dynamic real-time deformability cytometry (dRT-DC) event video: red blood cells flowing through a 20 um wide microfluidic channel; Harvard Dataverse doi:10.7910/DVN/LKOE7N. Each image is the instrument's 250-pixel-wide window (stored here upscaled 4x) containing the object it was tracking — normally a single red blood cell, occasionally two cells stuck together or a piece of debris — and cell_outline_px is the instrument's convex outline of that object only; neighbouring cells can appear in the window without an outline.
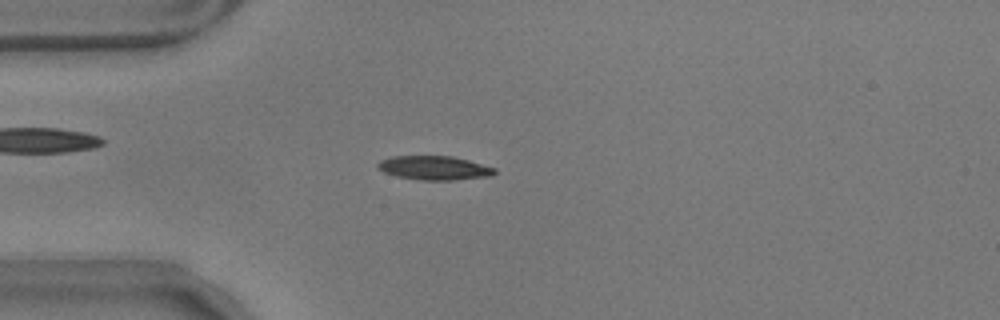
{"species": "common noctule bat (a hibernating species)", "species_latin": "Nyctalus noctula", "temperature_condition": "warm", "stored_images_in_passage": 46, "camera_frame_rate_fps": 3000, "um_per_image_px": 0.085, "animal": {"sex": "male", "body_mass_g": 17.9}, "frame": {"image": 1, "passage_image": 3, "time_ms": 0.667, "image_size_px": [1000, 320], "cell_outline_px": [[496, 172], [492, 176], [452, 180], [420, 180], [396, 176], [384, 172], [376, 168], [376, 164], [380, 160], [392, 156], [452, 156], [468, 160], [496, 168]], "centroid_in_image_um": [36.89, 14.27], "position_along_channel_um": 48.1, "area_um2": 16.42}}
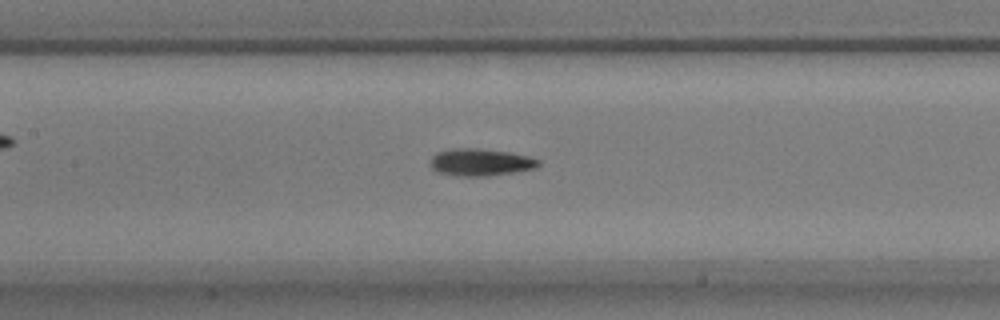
{"frame": {"image": 2, "passage_image": 14, "time_ms": 4.333, "image_size_px": [1000, 320], "cell_outline_px": [[540, 164], [536, 168], [488, 176], [456, 176], [436, 172], [432, 168], [432, 156], [436, 152], [452, 148], [476, 148], [508, 152], [528, 156], [540, 160]], "centroid_in_image_um": [40.83, 13.79], "position_along_channel_um": 166.6, "area_um2": 17.11}}
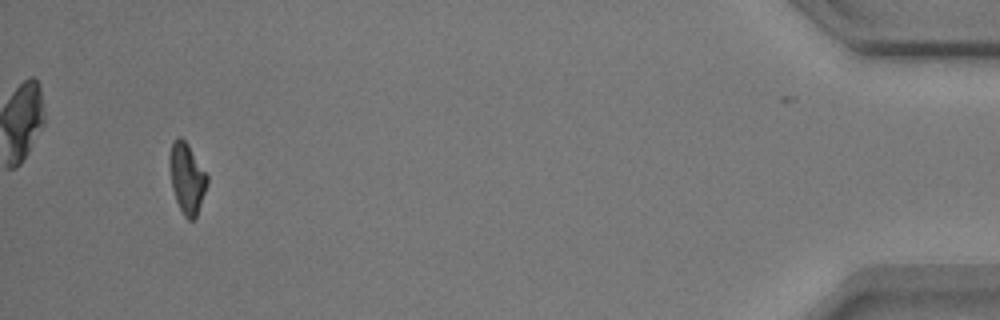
{"frame": {"image": 3, "passage_image": 42, "time_ms": 13.667, "image_size_px": [1000, 320], "cell_outline_px": [[208, 184], [196, 216], [192, 220], [188, 220], [184, 216], [176, 200], [172, 188], [168, 164], [168, 156], [172, 140], [180, 136], [188, 144], [208, 176]], "centroid_in_image_um": [15.86, 15.11], "position_along_channel_um": 419.3, "area_um2": 15.55}, "authors_computed_cell_mechanics": {"area_um2": 16.3285, "velocity_mm_per_s": 3.5368, "shape_relaxation_time_tau1_ms": 4.1067, "shape_relaxation_time_tau2_ms": 2.9556, "deformation_change_tau1": 0.1478, "deformation_change_tau2": 0.1025}}